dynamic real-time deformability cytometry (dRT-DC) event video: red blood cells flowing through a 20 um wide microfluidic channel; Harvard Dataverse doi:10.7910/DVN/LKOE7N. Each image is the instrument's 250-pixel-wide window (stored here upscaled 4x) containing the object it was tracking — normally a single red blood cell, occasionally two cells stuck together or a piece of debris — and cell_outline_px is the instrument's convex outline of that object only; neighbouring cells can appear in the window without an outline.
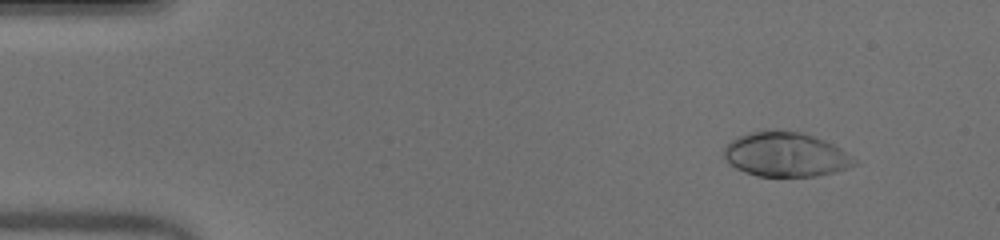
{"species": "human", "species_latin": "Homo sapiens", "temperature_condition": "warm", "stored_images_in_passage": 51, "camera_frame_rate_fps": 3000, "um_per_image_px": 0.085, "donor": {"sex": "male"}, "frame": {"image": 1, "passage_image": 5, "time_ms": 1.333, "image_size_px": [1000, 240], "cell_outline_px": [[860, 164], [848, 168], [816, 176], [756, 176], [744, 172], [736, 168], [724, 156], [724, 148], [736, 136], [748, 132], [764, 128], [768, 128], [804, 132], [824, 140], [840, 148], [852, 156]], "centroid_in_image_um": [66.78, 13.1], "position_along_channel_um": 18.2, "area_um2": 34.22}}
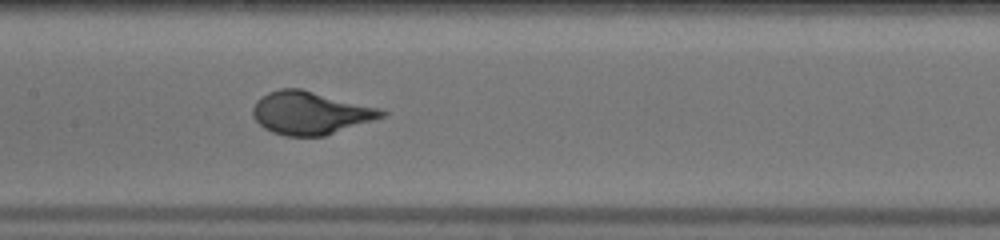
{"frame": {"image": 2, "passage_image": 25, "time_ms": 8.0, "image_size_px": [1000, 240], "cell_outline_px": [[388, 116], [324, 136], [284, 136], [272, 132], [264, 128], [252, 116], [252, 108], [256, 100], [268, 92], [280, 88], [300, 88], [380, 108], [388, 112]], "centroid_in_image_um": [26.39, 9.6], "position_along_channel_um": 181.0, "area_um2": 32.43}}
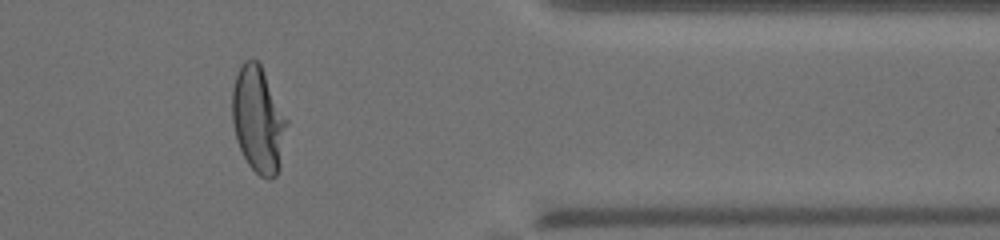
{"frame": {"image": 3, "passage_image": 42, "time_ms": 13.667, "image_size_px": [1000, 240], "cell_outline_px": [[288, 124], [280, 168], [276, 176], [272, 180], [268, 180], [260, 176], [248, 164], [236, 140], [232, 124], [232, 88], [240, 64], [244, 60], [252, 56], [260, 64], [288, 120]], "centroid_in_image_um": [21.95, 10.18], "position_along_channel_um": 389.5, "area_um2": 34.16}}